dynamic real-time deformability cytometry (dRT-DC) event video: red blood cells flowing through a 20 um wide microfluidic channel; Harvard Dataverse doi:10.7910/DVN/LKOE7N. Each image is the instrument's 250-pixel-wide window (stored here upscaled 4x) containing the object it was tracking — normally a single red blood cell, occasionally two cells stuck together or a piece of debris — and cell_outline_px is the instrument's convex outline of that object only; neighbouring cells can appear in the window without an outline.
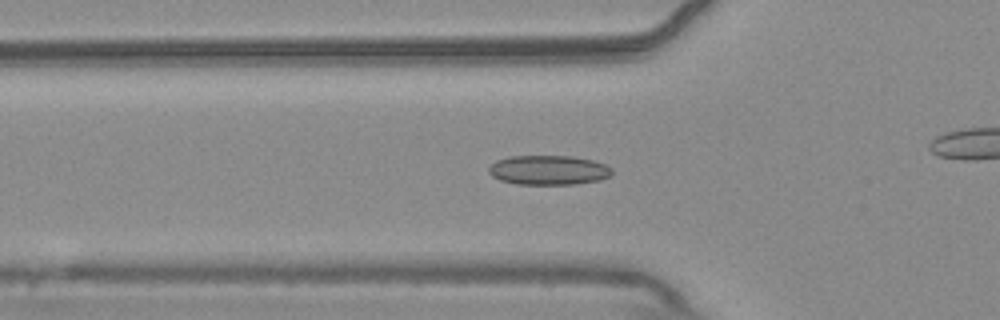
{"species": "common noctule bat (a hibernating species)", "species_latin": "Nyctalus noctula", "temperature_condition": "warm", "stored_images_in_passage": 41, "camera_frame_rate_fps": 3000, "um_per_image_px": 0.085, "animal": {"sex": "male", "body_mass_g": 20.4}, "frame": {"image": 1, "passage_image": 15, "time_ms": 4.667, "image_size_px": [1000, 320], "cell_outline_px": [[612, 176], [600, 180], [576, 184], [516, 184], [500, 180], [492, 176], [488, 172], [488, 168], [496, 160], [512, 156], [572, 156], [592, 160], [608, 164], [612, 168]], "centroid_in_image_um": [46.66, 14.46], "position_along_channel_um": 79.1, "area_um2": 21.39}}
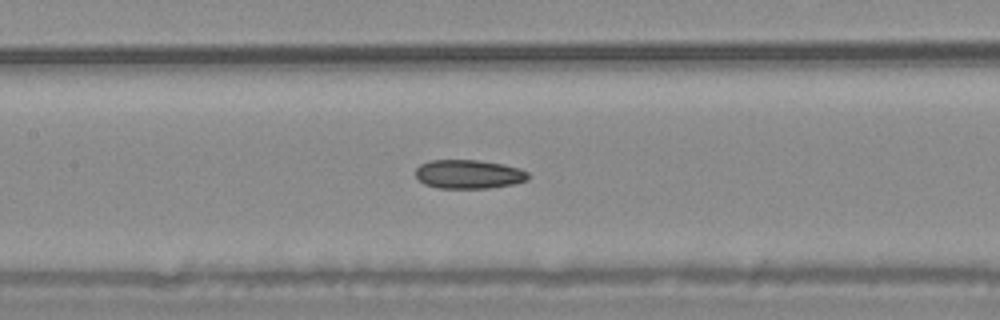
{"frame": {"image": 2, "passage_image": 22, "time_ms": 7.0, "image_size_px": [1000, 320], "cell_outline_px": [[528, 180], [516, 184], [488, 188], [440, 188], [424, 184], [416, 176], [416, 168], [420, 164], [432, 160], [476, 160], [504, 164], [520, 168], [528, 172]], "centroid_in_image_um": [39.87, 14.81], "position_along_channel_um": 167.5, "area_um2": 19.02}}
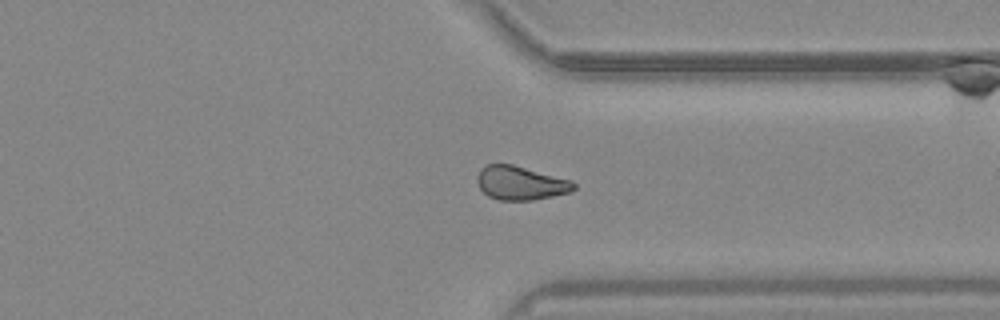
{"frame": {"image": 3, "passage_image": 38, "time_ms": 12.333, "image_size_px": [1000, 320], "cell_outline_px": [[576, 188], [572, 192], [532, 200], [500, 200], [488, 196], [480, 188], [476, 180], [476, 176], [480, 168], [484, 164], [512, 164], [572, 180], [576, 184]], "centroid_in_image_um": [44.24, 15.55], "position_along_channel_um": 367.2, "area_um2": 19.19}}